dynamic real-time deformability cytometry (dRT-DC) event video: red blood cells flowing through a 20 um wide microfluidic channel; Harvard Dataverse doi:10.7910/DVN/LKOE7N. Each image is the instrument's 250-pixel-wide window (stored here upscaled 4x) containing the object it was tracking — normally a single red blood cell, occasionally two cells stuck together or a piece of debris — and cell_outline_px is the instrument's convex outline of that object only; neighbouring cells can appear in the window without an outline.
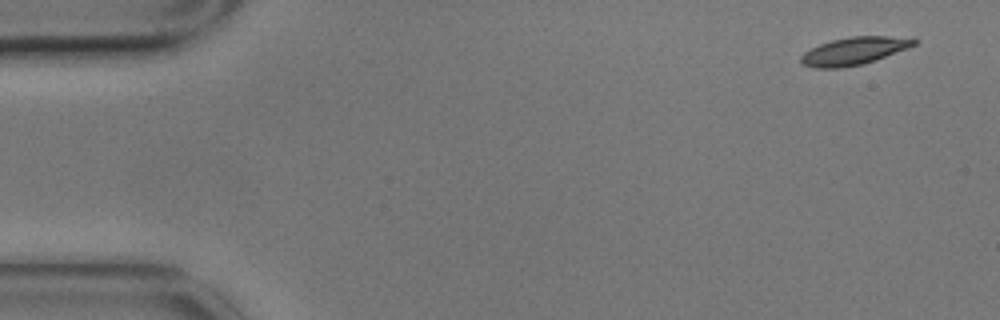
{"species": "common noctule bat (a hibernating species)", "species_latin": "Nyctalus noctula", "temperature_condition": "cold", "stored_images_in_passage": 8, "camera_frame_rate_fps": 3000, "um_per_image_px": 0.085, "animal": {"sex": "male", "body_mass_g": 17.9}, "frame": {"image": 1, "passage_image": 1, "time_ms": 0.0, "image_size_px": [1000, 320], "cell_outline_px": [[920, 40], [916, 44], [908, 48], [876, 60], [864, 64], [840, 68], [816, 68], [800, 64], [800, 56], [804, 52], [820, 44], [832, 40], [852, 36], [888, 36]], "centroid_in_image_um": [72.57, 4.34], "position_along_channel_um": 12.4, "area_um2": 18.21}}
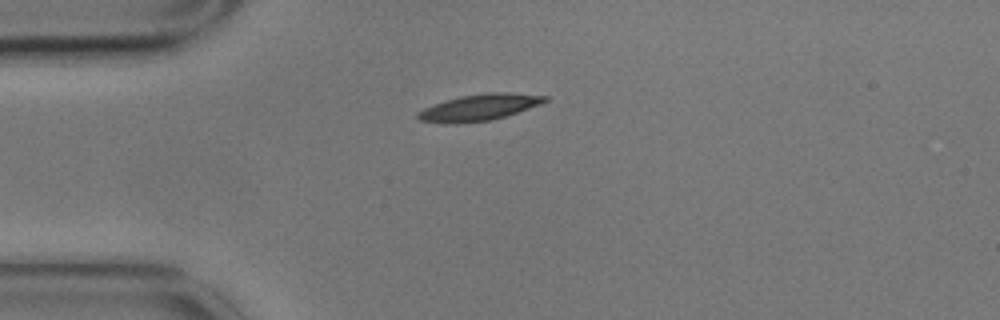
{"frame": {"image": 2, "passage_image": 4, "time_ms": 1.0, "image_size_px": [1000, 320], "cell_outline_px": [[548, 100], [540, 104], [504, 116], [488, 120], [448, 124], [420, 120], [416, 116], [416, 112], [424, 108], [460, 96], [484, 92], [508, 92], [548, 96]], "centroid_in_image_um": [40.73, 9.11], "position_along_channel_um": 44.3, "area_um2": 19.19}}